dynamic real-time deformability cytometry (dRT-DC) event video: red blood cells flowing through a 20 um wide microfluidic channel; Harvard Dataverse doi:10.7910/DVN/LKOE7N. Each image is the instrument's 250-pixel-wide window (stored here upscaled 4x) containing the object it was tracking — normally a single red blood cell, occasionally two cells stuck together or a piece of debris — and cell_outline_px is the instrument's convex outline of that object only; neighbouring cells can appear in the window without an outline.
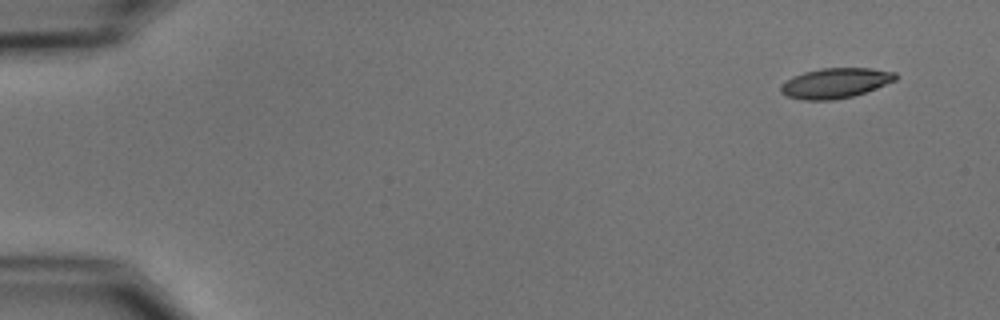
{"species": "common noctule bat (a hibernating species)", "species_latin": "Nyctalus noctula", "temperature_condition": "cold", "stored_images_in_passage": 5, "camera_frame_rate_fps": 3000, "um_per_image_px": 0.085, "animal": {"sex": "male", "body_mass_g": 15.6}, "frame": {"image": 1, "passage_image": 1, "time_ms": 0.0, "image_size_px": [1000, 320], "cell_outline_px": [[896, 80], [876, 88], [852, 96], [832, 100], [804, 100], [784, 96], [780, 92], [780, 84], [792, 76], [804, 72], [820, 68], [872, 68], [896, 72]], "centroid_in_image_um": [70.96, 7.06], "position_along_channel_um": 14.0, "area_um2": 20.23}}
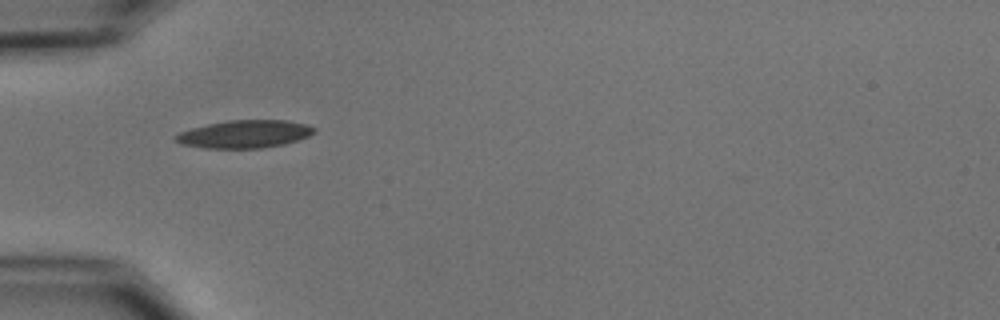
{"frame": {"image": 2, "passage_image": 5, "time_ms": 4.667, "image_size_px": [1000, 320], "cell_outline_px": [[316, 132], [308, 136], [284, 144], [260, 148], [204, 148], [180, 144], [172, 140], [172, 136], [180, 132], [192, 128], [208, 124], [228, 120], [288, 120], [308, 124], [316, 128]], "centroid_in_image_um": [20.77, 11.39], "position_along_channel_um": 64.2, "area_um2": 22.6}}